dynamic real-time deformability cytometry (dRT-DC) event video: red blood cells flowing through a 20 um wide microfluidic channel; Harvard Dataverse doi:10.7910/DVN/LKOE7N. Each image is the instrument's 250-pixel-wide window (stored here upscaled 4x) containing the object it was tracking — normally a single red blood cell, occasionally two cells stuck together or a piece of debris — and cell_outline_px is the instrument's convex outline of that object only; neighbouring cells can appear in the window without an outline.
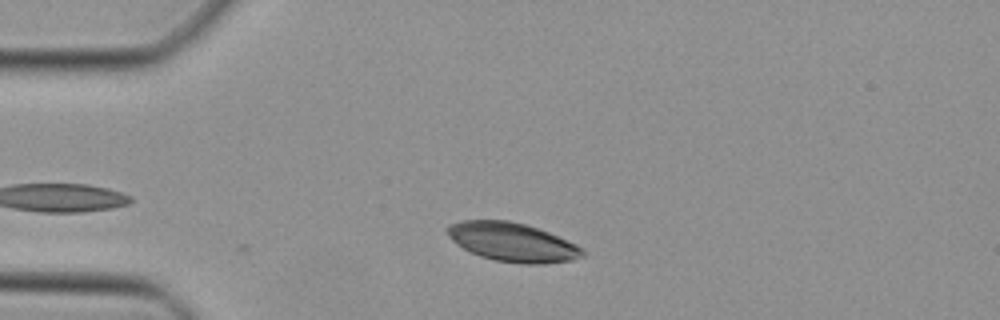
{"species": "Egyptian fruit bat (a non-hibernating species)", "species_latin": "Rousettus aegyptiacus", "temperature_condition": "cold", "stored_images_in_passage": 5, "camera_frame_rate_fps": 3000, "um_per_image_px": 0.085, "animal": {"sex": "female"}, "frame": {"image": 1, "passage_image": 5, "time_ms": 1.333, "image_size_px": [1000, 320], "cell_outline_px": [[584, 256], [572, 260], [544, 264], [520, 264], [496, 260], [480, 256], [456, 244], [452, 240], [444, 228], [448, 224], [460, 220], [508, 220], [524, 224], [548, 232], [576, 244], [584, 252]], "centroid_in_image_um": [43.52, 20.58], "position_along_channel_um": 41.5, "area_um2": 30.52}}